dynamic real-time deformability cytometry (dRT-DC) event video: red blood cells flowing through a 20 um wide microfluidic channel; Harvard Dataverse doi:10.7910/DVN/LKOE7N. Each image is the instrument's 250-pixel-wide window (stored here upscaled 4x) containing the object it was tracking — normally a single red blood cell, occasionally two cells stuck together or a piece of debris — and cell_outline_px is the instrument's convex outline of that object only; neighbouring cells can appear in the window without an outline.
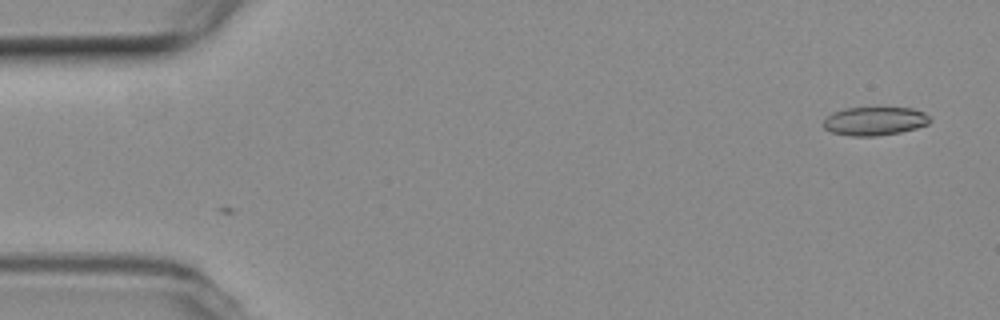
{"species": "common noctule bat (a hibernating species)", "species_latin": "Nyctalus noctula", "temperature_condition": "room temperature", "stored_images_in_passage": 4, "camera_frame_rate_fps": 3000, "um_per_image_px": 0.085, "animal": {"sex": "female", "body_mass_g": 19.3, "forearm_length_mm": 54.1}, "frame": {"image": 1, "passage_image": 4, "time_ms": 1.0, "image_size_px": [1000, 320], "cell_outline_px": [[932, 120], [928, 124], [916, 128], [900, 132], [876, 136], [852, 136], [832, 132], [824, 128], [824, 120], [832, 112], [844, 108], [912, 108], [924, 112]], "centroid_in_image_um": [74.36, 10.29], "position_along_channel_um": 10.6, "area_um2": 17.63}}